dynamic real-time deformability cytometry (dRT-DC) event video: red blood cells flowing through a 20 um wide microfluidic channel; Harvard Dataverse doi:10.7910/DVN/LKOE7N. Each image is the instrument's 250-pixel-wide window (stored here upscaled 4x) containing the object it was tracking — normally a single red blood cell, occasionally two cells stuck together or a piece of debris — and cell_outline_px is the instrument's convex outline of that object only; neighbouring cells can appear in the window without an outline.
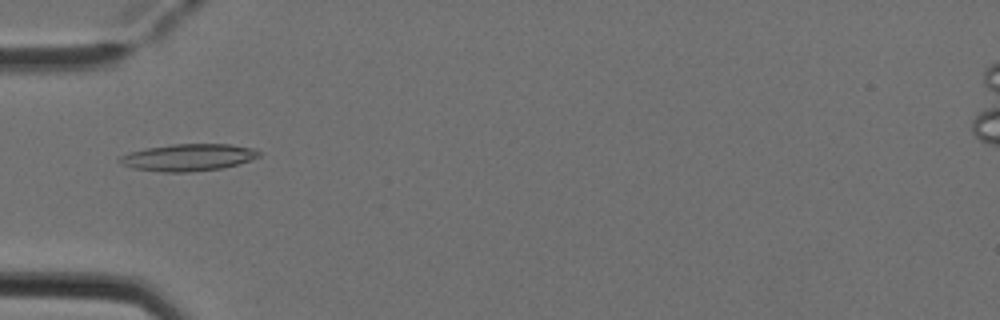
{"species": "Egyptian fruit bat (a non-hibernating species)", "species_latin": "Rousettus aegyptiacus", "temperature_condition": "cold", "stored_images_in_passage": 5, "camera_frame_rate_fps": 3000, "um_per_image_px": 0.085, "animal": {"sex": "female"}, "frame": {"image": 1, "passage_image": 5, "time_ms": 1.333, "image_size_px": [1000, 320], "cell_outline_px": [[260, 156], [224, 168], [188, 172], [164, 172], [132, 168], [120, 164], [116, 160], [120, 156], [128, 152], [144, 148], [172, 144], [232, 144], [256, 148], [260, 152]], "centroid_in_image_um": [15.96, 13.37], "position_along_channel_um": 69.0, "area_um2": 22.14}}